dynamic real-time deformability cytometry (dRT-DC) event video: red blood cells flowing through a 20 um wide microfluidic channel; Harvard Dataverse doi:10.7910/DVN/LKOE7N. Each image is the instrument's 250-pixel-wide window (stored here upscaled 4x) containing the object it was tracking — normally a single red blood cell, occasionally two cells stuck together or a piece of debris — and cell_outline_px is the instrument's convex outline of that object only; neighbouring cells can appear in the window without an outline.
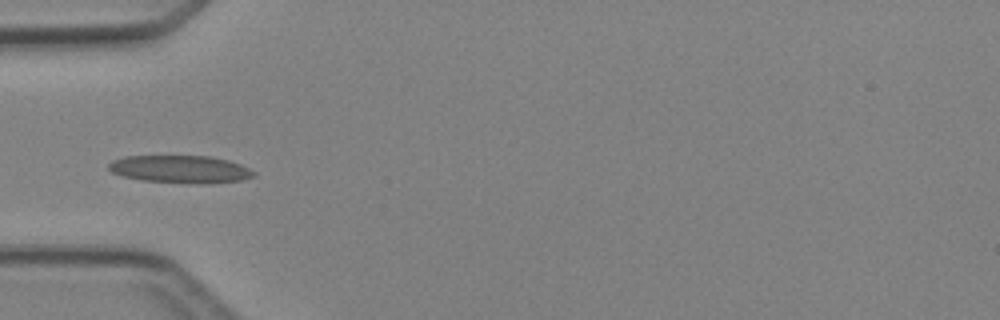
{"species": "Egyptian fruit bat (a non-hibernating species)", "species_latin": "Rousettus aegyptiacus", "temperature_condition": "cold", "stored_images_in_passage": 4, "camera_frame_rate_fps": 3000, "um_per_image_px": 0.085, "animal": {"sex": "female"}, "frame": {"image": 1, "passage_image": 4, "time_ms": 4.333, "image_size_px": [1000, 320], "cell_outline_px": [[256, 176], [240, 180], [208, 184], [196, 184], [144, 180], [124, 176], [112, 172], [108, 168], [108, 164], [112, 160], [124, 156], [212, 156], [228, 160], [240, 164], [256, 172]], "centroid_in_image_um": [15.36, 14.38], "position_along_channel_um": 69.6, "area_um2": 23.41}}